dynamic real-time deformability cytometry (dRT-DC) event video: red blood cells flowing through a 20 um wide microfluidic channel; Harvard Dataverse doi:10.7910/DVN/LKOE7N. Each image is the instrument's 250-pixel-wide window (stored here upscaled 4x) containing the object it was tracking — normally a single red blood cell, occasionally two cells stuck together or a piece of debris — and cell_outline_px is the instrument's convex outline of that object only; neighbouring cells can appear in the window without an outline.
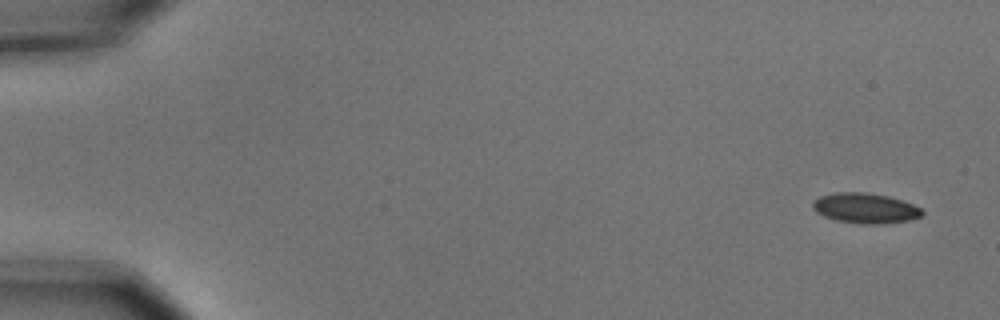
{"species": "common noctule bat (a hibernating species)", "species_latin": "Nyctalus noctula", "temperature_condition": "cold", "stored_images_in_passage": 4, "camera_frame_rate_fps": 3000, "um_per_image_px": 0.085, "animal": {"sex": "male", "body_mass_g": 15.6}, "frame": {"image": 1, "passage_image": 1, "time_ms": 0.0, "image_size_px": [1000, 320], "cell_outline_px": [[924, 216], [908, 220], [876, 224], [868, 224], [836, 220], [824, 216], [816, 212], [812, 208], [812, 204], [820, 196], [836, 192], [864, 192], [888, 196], [912, 204], [920, 208], [924, 212]], "centroid_in_image_um": [73.55, 17.69], "position_along_channel_um": 11.5, "area_um2": 19.02}}